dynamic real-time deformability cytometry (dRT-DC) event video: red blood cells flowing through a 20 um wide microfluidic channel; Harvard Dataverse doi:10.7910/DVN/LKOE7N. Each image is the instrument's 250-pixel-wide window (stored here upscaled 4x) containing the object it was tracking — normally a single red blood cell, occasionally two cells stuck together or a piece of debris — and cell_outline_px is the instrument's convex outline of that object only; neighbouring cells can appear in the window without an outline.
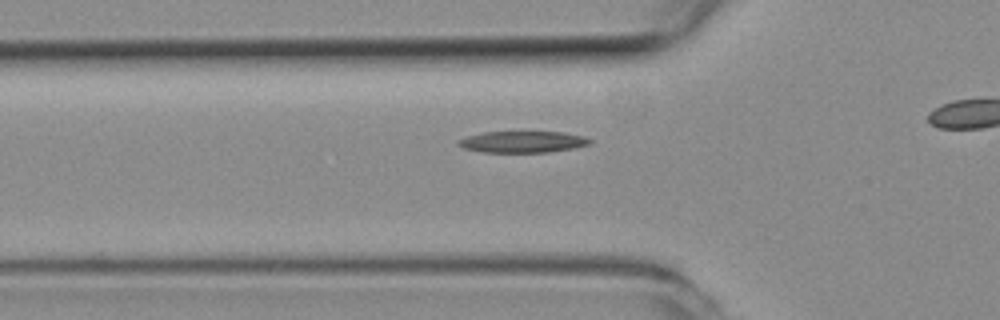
{"species": "common noctule bat (a hibernating species)", "species_latin": "Nyctalus noctula", "temperature_condition": "room temperature", "stored_images_in_passage": 35, "camera_frame_rate_fps": 3000, "um_per_image_px": 0.085, "animal": {"sex": "female", "body_mass_g": 19.3, "forearm_length_mm": 54.1}, "frame": {"image": 1, "passage_image": 11, "time_ms": 3.333, "image_size_px": [1000, 320], "cell_outline_px": [[592, 144], [572, 148], [548, 152], [484, 152], [464, 148], [456, 144], [456, 140], [468, 136], [484, 132], [564, 132], [584, 136], [592, 140]], "centroid_in_image_um": [44.43, 12.05], "position_along_channel_um": 81.4, "area_um2": 16.42}}
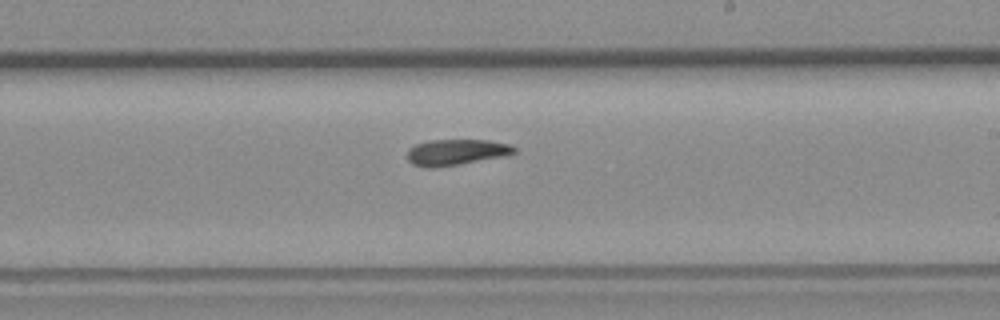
{"frame": {"image": 2, "passage_image": 24, "time_ms": 7.667, "image_size_px": [1000, 320], "cell_outline_px": [[516, 152], [512, 156], [460, 164], [432, 168], [428, 168], [412, 164], [408, 160], [408, 148], [416, 144], [428, 140], [488, 140], [508, 144], [516, 148]], "centroid_in_image_um": [38.82, 12.94], "position_along_channel_um": 250.2, "area_um2": 16.47}}
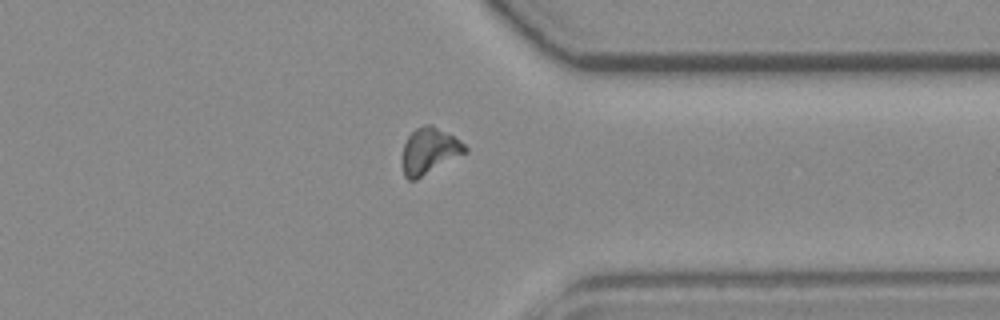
{"frame": {"image": 3, "passage_image": 34, "time_ms": 11.0, "image_size_px": [1000, 320], "cell_outline_px": [[468, 152], [416, 180], [408, 180], [404, 176], [400, 160], [400, 156], [404, 144], [408, 136], [416, 128], [424, 124], [432, 124], [460, 140], [468, 148]], "centroid_in_image_um": [36.46, 12.84], "position_along_channel_um": 374.9, "area_um2": 17.28}}